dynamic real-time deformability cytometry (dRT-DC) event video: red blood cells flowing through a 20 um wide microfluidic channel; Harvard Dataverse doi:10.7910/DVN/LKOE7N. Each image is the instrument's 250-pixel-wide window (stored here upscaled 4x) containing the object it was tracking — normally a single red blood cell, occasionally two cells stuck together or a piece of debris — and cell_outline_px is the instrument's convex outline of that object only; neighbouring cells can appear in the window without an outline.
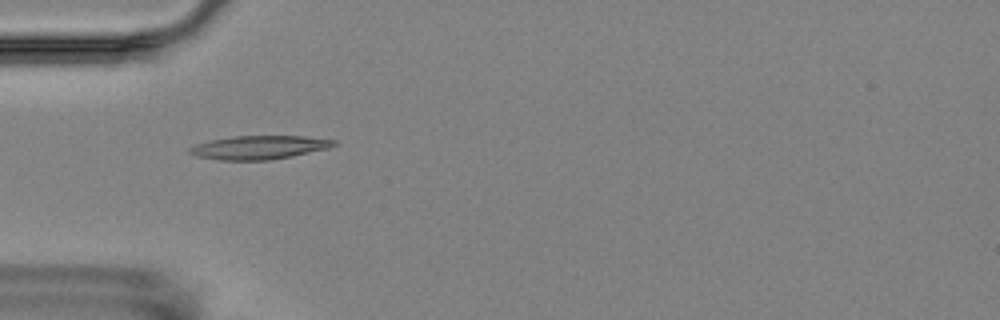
{"species": "Egyptian fruit bat (a non-hibernating species)", "species_latin": "Rousettus aegyptiacus", "temperature_condition": "room temperature", "stored_images_in_passage": 4, "camera_frame_rate_fps": 3000, "um_per_image_px": 0.085, "animal": {"sex": "female"}, "frame": {"image": 1, "passage_image": 3, "time_ms": 2.333, "image_size_px": [1000, 320], "cell_outline_px": [[336, 144], [328, 148], [292, 156], [268, 160], [220, 160], [196, 156], [188, 152], [188, 148], [196, 144], [212, 140], [232, 136], [304, 136], [336, 140]], "centroid_in_image_um": [22.01, 12.53], "position_along_channel_um": 63.0, "area_um2": 19.71}}
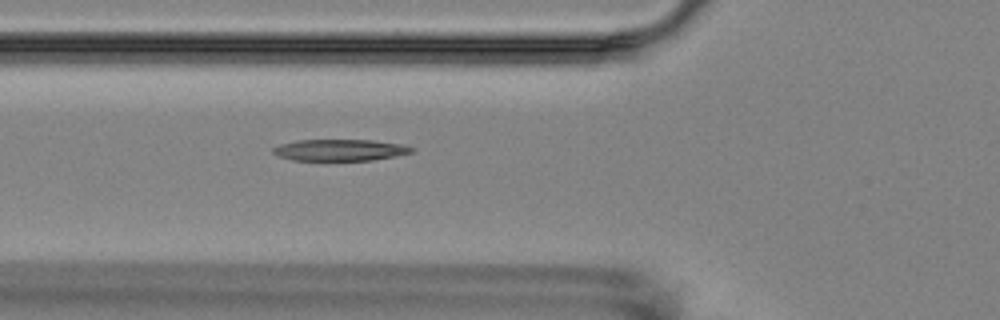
{"frame": {"image": 2, "passage_image": 4, "time_ms": 3.333, "image_size_px": [1000, 320], "cell_outline_px": [[416, 148], [412, 152], [396, 156], [372, 160], [292, 160], [280, 156], [272, 152], [272, 148], [280, 144], [296, 140], [372, 140], [400, 144]], "centroid_in_image_um": [28.89, 12.75], "position_along_channel_um": 96.9, "area_um2": 17.28}}